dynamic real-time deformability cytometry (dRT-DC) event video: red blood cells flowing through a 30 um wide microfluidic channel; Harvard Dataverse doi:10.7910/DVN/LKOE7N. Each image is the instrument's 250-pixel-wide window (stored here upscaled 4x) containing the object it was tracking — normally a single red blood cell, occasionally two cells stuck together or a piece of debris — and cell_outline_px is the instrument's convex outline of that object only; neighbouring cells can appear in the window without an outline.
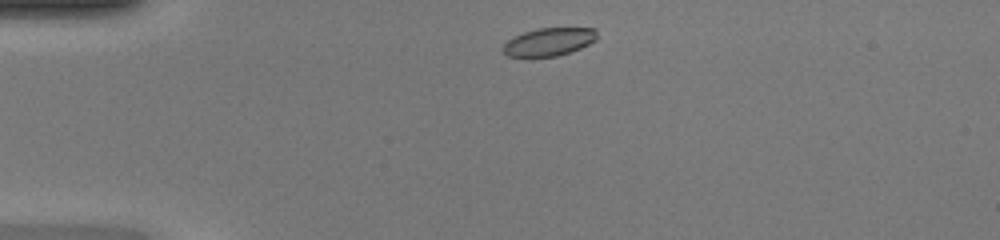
{"species": "common noctule bat (a hibernating species)", "species_latin": "Nyctalus noctula", "temperature_condition": "warm", "stored_images_in_passage": 39, "camera_frame_rate_fps": 3000, "um_per_image_px": 0.085, "animal": {"sex": "female", "body_mass_g": 20.0, "forearm_length_mm": 54.0}, "frame": {"image": 1, "passage_image": 2, "time_ms": 0.333, "image_size_px": [1000, 240], "cell_outline_px": [[596, 40], [580, 48], [556, 56], [508, 56], [504, 52], [504, 44], [508, 40], [524, 32], [540, 28], [596, 28]], "centroid_in_image_um": [46.69, 3.54], "position_along_channel_um": 38.3, "area_um2": 14.91}}
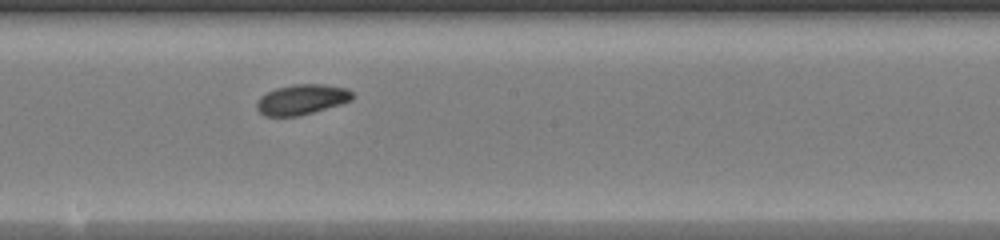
{"frame": {"image": 2, "passage_image": 18, "time_ms": 5.667, "image_size_px": [1000, 240], "cell_outline_px": [[352, 100], [340, 104], [300, 116], [264, 116], [256, 108], [256, 104], [260, 96], [276, 88], [292, 84], [324, 84], [348, 88], [352, 92]], "centroid_in_image_um": [25.64, 8.45], "position_along_channel_um": 222.6, "area_um2": 16.88}}
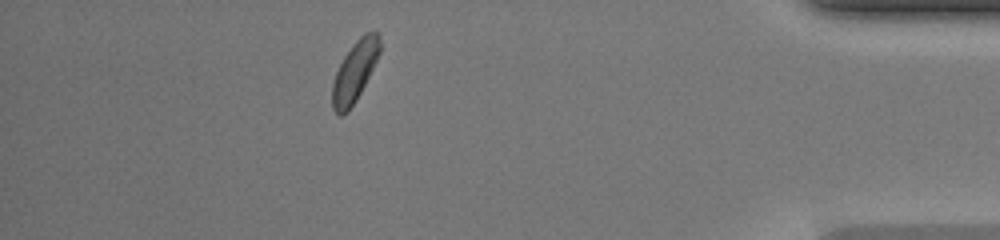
{"frame": {"image": 3, "passage_image": 34, "time_ms": 11.0, "image_size_px": [1000, 240], "cell_outline_px": [[380, 52], [356, 100], [348, 112], [340, 116], [332, 108], [332, 84], [336, 72], [344, 56], [352, 44], [364, 32], [376, 32], [380, 36]], "centroid_in_image_um": [30.13, 6.07], "position_along_channel_um": 405.1, "area_um2": 16.47}, "authors_computed_cell_mechanics": {"area_um2": 16.6464, "velocity_mm_per_s": 4.2419, "shape_relaxation_time_tau1_ms": 3.4511, "shape_relaxation_time_tau2_ms": null, "deformation_change_tau1": 0.0946, "deformation_change_tau2": null}}